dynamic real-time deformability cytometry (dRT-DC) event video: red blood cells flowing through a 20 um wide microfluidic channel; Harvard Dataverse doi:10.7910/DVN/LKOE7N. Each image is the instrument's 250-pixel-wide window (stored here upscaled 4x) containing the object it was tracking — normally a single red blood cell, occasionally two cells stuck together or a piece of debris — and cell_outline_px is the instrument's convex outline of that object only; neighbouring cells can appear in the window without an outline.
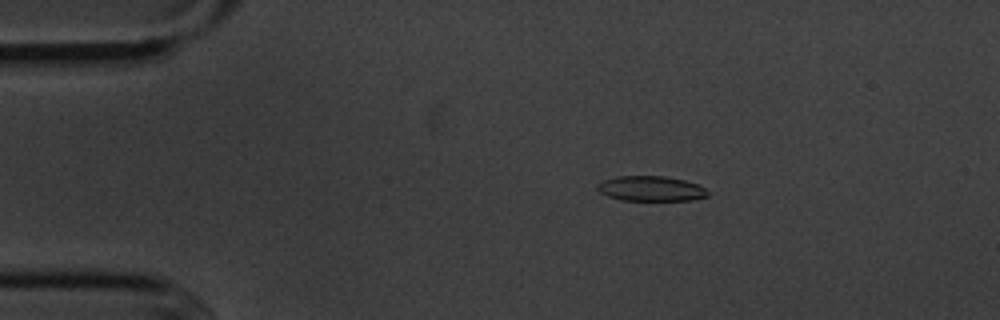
{"species": "common noctule bat (a hibernating species)", "species_latin": "Nyctalus noctula", "temperature_condition": "cold", "stored_images_in_passage": 7, "camera_frame_rate_fps": 3000, "um_per_image_px": 0.085, "animal": {"sex": "male", "body_mass_g": 20.1, "forearm_length_mm": 53.5}, "frame": {"image": 1, "passage_image": 3, "time_ms": 2.333, "image_size_px": [1000, 320], "cell_outline_px": [[708, 196], [692, 200], [620, 200], [608, 196], [600, 192], [596, 188], [596, 184], [604, 180], [616, 176], [664, 176], [684, 180], [696, 184], [704, 188], [708, 192]], "centroid_in_image_um": [55.29, 16.03], "position_along_channel_um": 29.7, "area_um2": 16.07}}
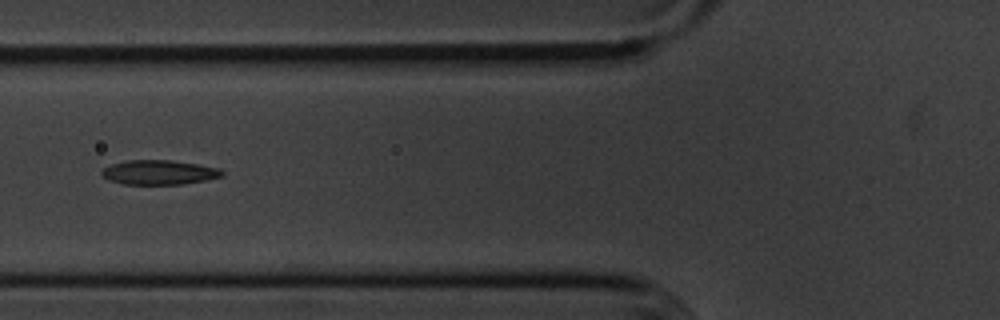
{"frame": {"image": 2, "passage_image": 6, "time_ms": 6.0, "image_size_px": [1000, 320], "cell_outline_px": [[224, 176], [204, 180], [180, 184], [124, 184], [108, 180], [100, 176], [100, 172], [104, 168], [112, 164], [124, 160], [172, 160], [220, 168], [224, 172]], "centroid_in_image_um": [13.49, 14.64], "position_along_channel_um": 112.3, "area_um2": 17.22}}
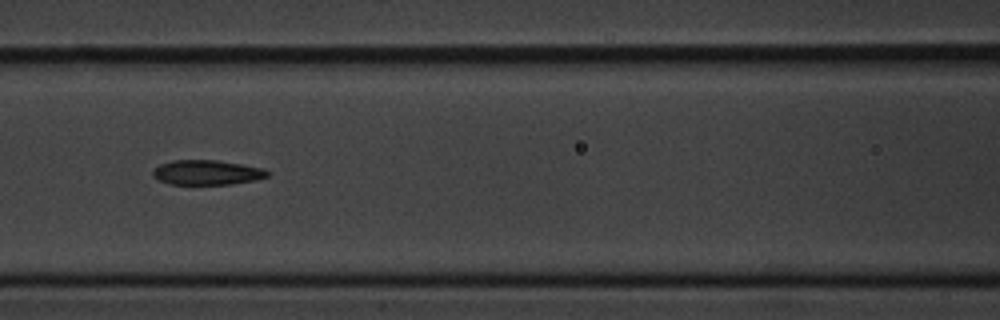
{"frame": {"image": 3, "passage_image": 7, "time_ms": 7.0, "image_size_px": [1000, 320], "cell_outline_px": [[272, 172], [268, 176], [256, 180], [232, 184], [168, 184], [152, 176], [152, 172], [160, 164], [172, 160], [216, 160], [264, 168]], "centroid_in_image_um": [17.62, 14.66], "position_along_channel_um": 149.0, "area_um2": 16.59}}